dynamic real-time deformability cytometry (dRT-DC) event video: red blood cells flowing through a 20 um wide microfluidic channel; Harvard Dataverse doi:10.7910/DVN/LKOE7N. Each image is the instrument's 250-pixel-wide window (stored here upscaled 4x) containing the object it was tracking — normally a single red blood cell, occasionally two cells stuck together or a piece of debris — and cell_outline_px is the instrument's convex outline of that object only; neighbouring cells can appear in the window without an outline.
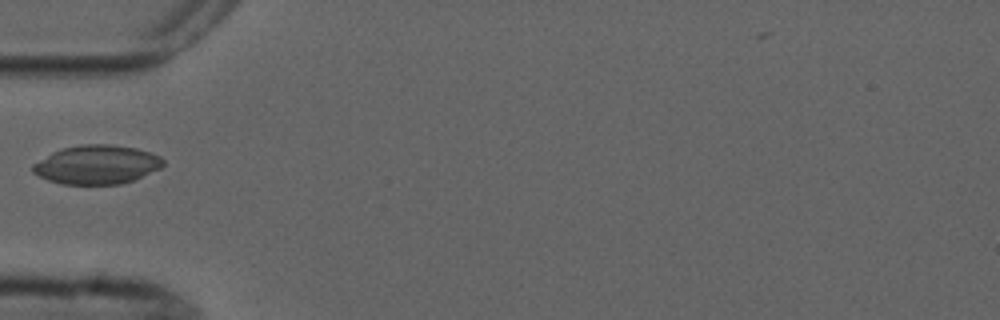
{"species": "common noctule bat (a hibernating species)", "species_latin": "Nyctalus noctula", "temperature_condition": "cold", "stored_images_in_passage": 5, "camera_frame_rate_fps": 3000, "um_per_image_px": 0.085, "animal": {"sex": "male", "forearm_length_mm": 52.5}, "frame": {"image": 1, "passage_image": 5, "time_ms": 5.333, "image_size_px": [1000, 320], "cell_outline_px": [[164, 164], [160, 168], [136, 180], [120, 184], [60, 184], [48, 180], [32, 172], [32, 164], [52, 152], [64, 148], [80, 144], [112, 144], [136, 148], [160, 156], [164, 160]], "centroid_in_image_um": [8.23, 14.0], "position_along_channel_um": 76.8, "area_um2": 29.65}}